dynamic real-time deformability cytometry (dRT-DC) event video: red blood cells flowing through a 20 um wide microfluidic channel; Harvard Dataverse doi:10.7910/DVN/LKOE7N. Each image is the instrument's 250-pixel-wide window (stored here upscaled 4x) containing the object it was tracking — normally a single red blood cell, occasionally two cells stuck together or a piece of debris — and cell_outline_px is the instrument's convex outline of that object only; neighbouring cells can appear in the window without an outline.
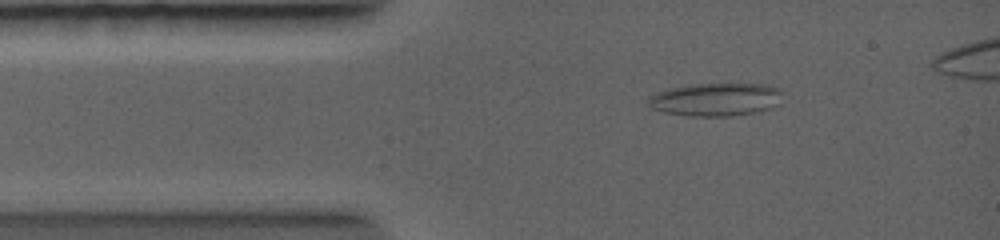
{"species": "common noctule bat (a hibernating species)", "species_latin": "Nyctalus noctula", "temperature_condition": "warm", "stored_images_in_passage": 30, "segment_of_instrument_passage": [1, 2], "camera_frame_rate_fps": 5000, "um_per_image_px": 0.085, "animal": {"sex": "female", "body_mass_g": 19.0, "forearm_length_mm": 56.7}, "frame": {"image": 1, "passage_image": 2, "time_ms": 0.2, "image_size_px": [1000, 240], "cell_outline_px": [[784, 92], [780, 104], [772, 108], [732, 116], [684, 116], [664, 112], [652, 108], [644, 104], [648, 96], [656, 92], [668, 88], [688, 84], [764, 84], [780, 88]], "centroid_in_image_um": [60.81, 8.45], "position_along_channel_um": 24.2, "area_um2": 26.47}}
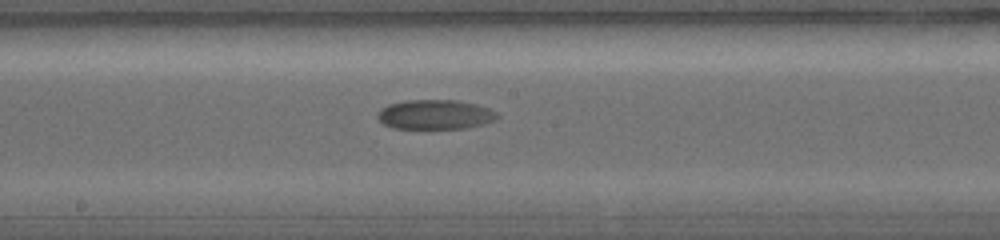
{"frame": {"image": 2, "passage_image": 14, "time_ms": 4.8, "image_size_px": [1000, 240], "cell_outline_px": [[500, 116], [496, 120], [484, 124], [468, 128], [392, 128], [384, 124], [376, 116], [376, 112], [388, 104], [408, 100], [456, 100], [476, 104], [500, 112]], "centroid_in_image_um": [37.02, 9.73], "position_along_channel_um": 211.2, "area_um2": 20.81}}
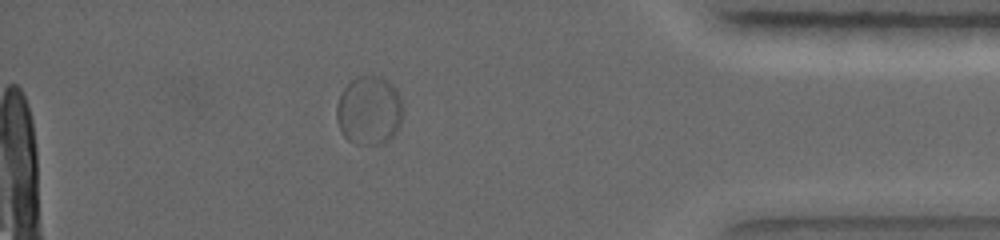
{"frame": {"image": 3, "passage_image": 28, "time_ms": 9.6, "image_size_px": [1000, 240], "cell_outline_px": [[400, 124], [396, 132], [392, 136], [380, 144], [356, 144], [348, 140], [340, 132], [336, 120], [336, 104], [340, 92], [356, 76], [380, 76], [396, 92], [400, 100]], "centroid_in_image_um": [31.29, 9.41], "position_along_channel_um": 403.9, "area_um2": 26.18}}